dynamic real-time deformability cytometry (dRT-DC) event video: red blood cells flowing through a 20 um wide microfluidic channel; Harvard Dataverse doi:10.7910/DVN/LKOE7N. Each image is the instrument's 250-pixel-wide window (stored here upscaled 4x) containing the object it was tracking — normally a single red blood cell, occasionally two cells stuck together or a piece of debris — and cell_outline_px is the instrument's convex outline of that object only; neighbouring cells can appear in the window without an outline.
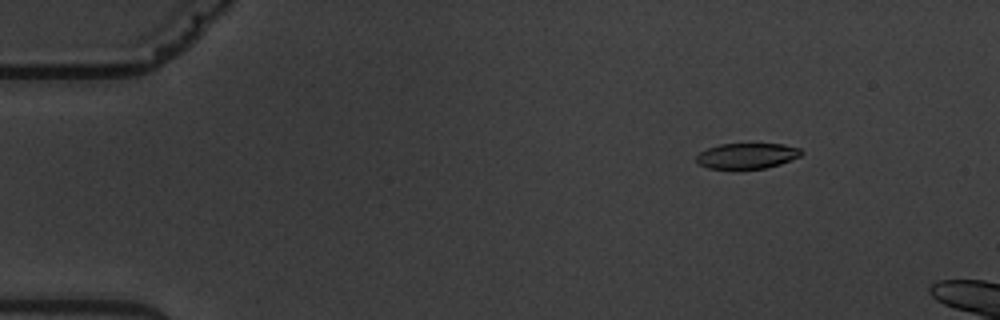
{"species": "common noctule bat (a hibernating species)", "species_latin": "Nyctalus noctula", "temperature_condition": "warm", "stored_images_in_passage": 3, "camera_frame_rate_fps": 3000, "um_per_image_px": 0.085, "animal": {"sex": "male", "body_mass_g": 19.5, "forearm_length_mm": 54.6}, "frame": {"image": 1, "passage_image": 1, "time_ms": 0.0, "image_size_px": [1000, 320], "cell_outline_px": [[804, 152], [800, 156], [780, 164], [764, 168], [708, 168], [700, 164], [696, 160], [696, 156], [700, 152], [708, 148], [720, 144], [784, 144], [800, 148]], "centroid_in_image_um": [63.52, 13.23], "position_along_channel_um": 21.5, "area_um2": 15.43}}